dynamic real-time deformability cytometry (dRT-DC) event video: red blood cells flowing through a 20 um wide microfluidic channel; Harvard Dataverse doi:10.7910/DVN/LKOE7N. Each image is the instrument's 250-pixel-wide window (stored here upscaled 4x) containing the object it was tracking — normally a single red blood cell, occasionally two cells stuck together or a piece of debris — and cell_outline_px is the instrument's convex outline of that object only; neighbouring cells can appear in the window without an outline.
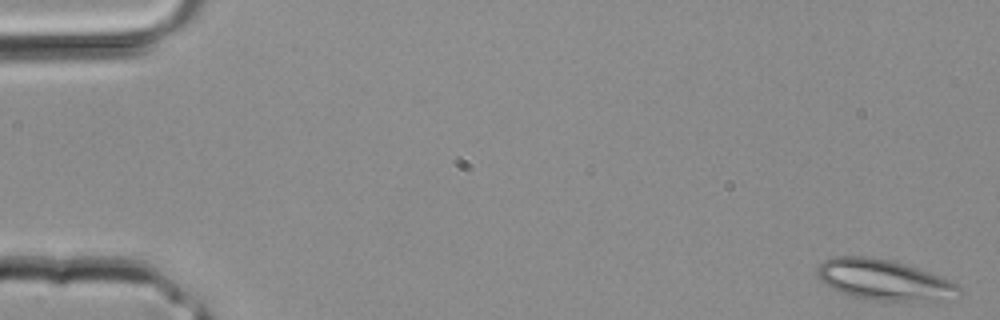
{"species": "common noctule bat (a hibernating species)", "species_latin": "Nyctalus noctula", "temperature_condition": "room temperature", "stored_images_in_passage": 3, "camera_frame_rate_fps": 3000, "um_per_image_px": 0.085, "animal": {"sex": "male", "body_mass_g": 20.4}, "frame": {"image": 1, "passage_image": 1, "time_ms": 0.0, "image_size_px": [1000, 320], "cell_outline_px": [[960, 292], [936, 300], [868, 300], [840, 292], [832, 288], [816, 276], [816, 268], [824, 260], [832, 256], [864, 256], [888, 260], [904, 264], [940, 276], [956, 284], [960, 288]], "centroid_in_image_um": [75.03, 23.77], "position_along_channel_um": 10.0, "area_um2": 32.71}}